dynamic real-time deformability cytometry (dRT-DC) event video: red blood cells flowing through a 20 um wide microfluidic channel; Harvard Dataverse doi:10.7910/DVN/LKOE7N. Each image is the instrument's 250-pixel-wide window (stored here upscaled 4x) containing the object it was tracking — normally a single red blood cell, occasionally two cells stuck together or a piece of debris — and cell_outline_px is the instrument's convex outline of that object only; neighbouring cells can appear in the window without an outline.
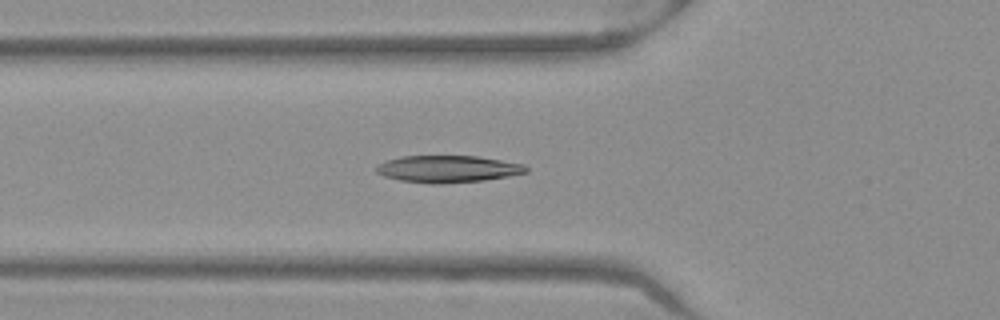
{"species": "Egyptian fruit bat (a non-hibernating species)", "species_latin": "Rousettus aegyptiacus", "temperature_condition": "warm", "stored_images_in_passage": 36, "camera_frame_rate_fps": 3000, "um_per_image_px": 0.085, "frame": {"image": 1, "passage_image": 3, "time_ms": 0.667, "image_size_px": [1000, 320], "cell_outline_px": [[528, 172], [508, 176], [484, 180], [440, 184], [432, 184], [400, 180], [384, 176], [376, 172], [376, 168], [380, 164], [388, 160], [400, 156], [480, 156], [524, 164], [528, 168]], "centroid_in_image_um": [38.09, 14.36], "position_along_channel_um": 87.7, "area_um2": 23.52}}
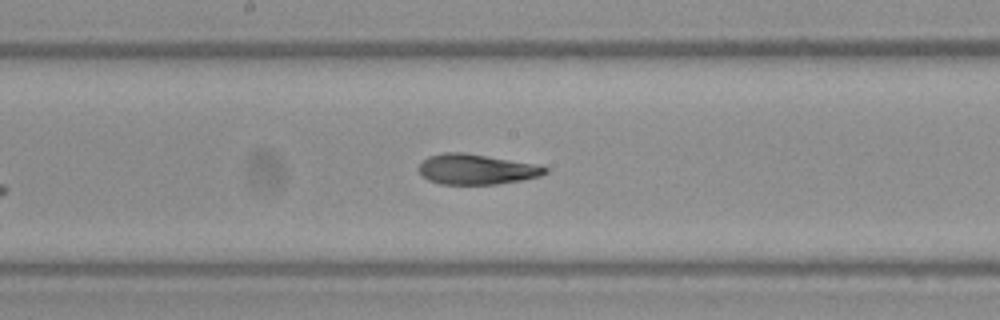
{"frame": {"image": 2, "passage_image": 12, "time_ms": 3.667, "image_size_px": [1000, 320], "cell_outline_px": [[548, 172], [540, 176], [524, 180], [496, 184], [440, 184], [428, 180], [416, 168], [428, 156], [444, 152], [464, 152], [540, 164], [548, 168]], "centroid_in_image_um": [40.53, 14.38], "position_along_channel_um": 207.7, "area_um2": 22.6}}
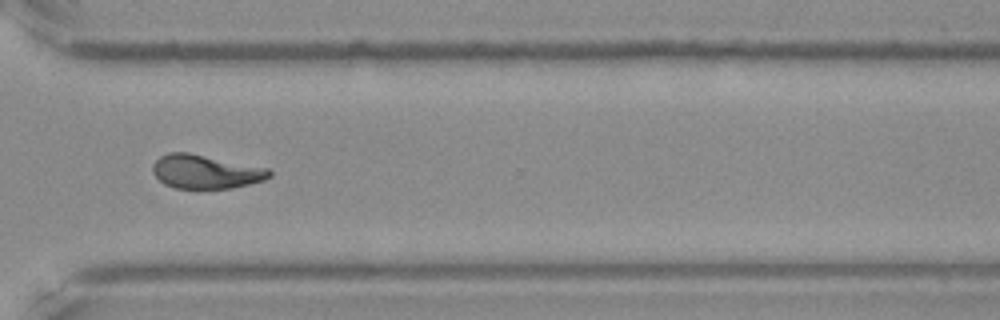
{"frame": {"image": 3, "passage_image": 23, "time_ms": 7.333, "image_size_px": [1000, 320], "cell_outline_px": [[272, 176], [264, 180], [232, 188], [176, 188], [164, 184], [152, 172], [152, 164], [160, 156], [168, 152], [188, 152], [268, 168], [272, 172]], "centroid_in_image_um": [17.47, 14.58], "position_along_channel_um": 353.1, "area_um2": 22.95}, "authors_computed_cell_mechanics": {"area_um2": 22.9466, "velocity_mm_per_s": 3.9726, "shape_relaxation_time_tau1_ms": 3.8843, "shape_relaxation_time_tau2_ms": 2.2279, "deformation_change_tau1": 0.1829, "deformation_change_tau2": 0.1049}}